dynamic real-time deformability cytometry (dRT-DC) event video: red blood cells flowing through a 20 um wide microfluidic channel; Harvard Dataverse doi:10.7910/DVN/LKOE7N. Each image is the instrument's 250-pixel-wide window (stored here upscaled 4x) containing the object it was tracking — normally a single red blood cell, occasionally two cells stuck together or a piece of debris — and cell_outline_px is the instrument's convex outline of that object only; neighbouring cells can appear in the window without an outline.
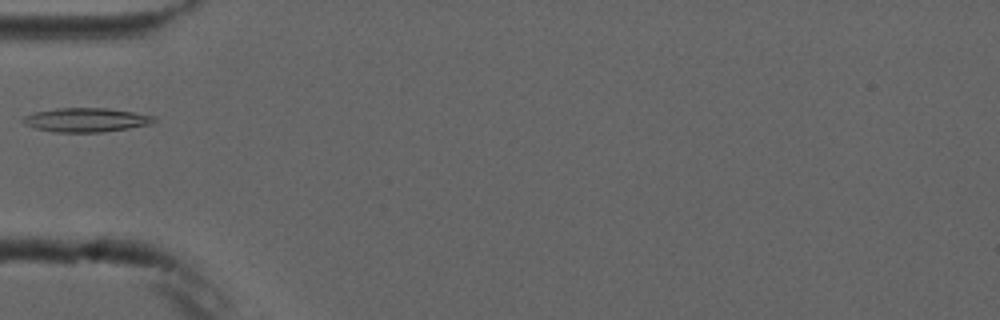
{"species": "common noctule bat (a hibernating species)", "species_latin": "Nyctalus noctula", "temperature_condition": "cold", "stored_images_in_passage": 3, "camera_frame_rate_fps": 3000, "um_per_image_px": 0.085, "animal": {"sex": "male", "forearm_length_mm": 52.5}, "frame": {"image": 1, "passage_image": 2, "time_ms": 1.333, "image_size_px": [1000, 320], "cell_outline_px": [[156, 120], [152, 124], [128, 128], [100, 132], [56, 132], [36, 128], [24, 124], [20, 120], [24, 116], [36, 112], [56, 108], [108, 108], [156, 116]], "centroid_in_image_um": [7.32, 10.19], "position_along_channel_um": 77.7, "area_um2": 18.26}}
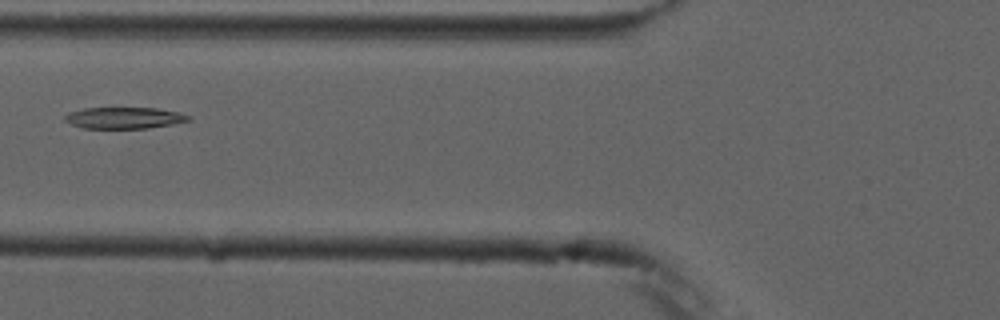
{"frame": {"image": 2, "passage_image": 3, "time_ms": 2.333, "image_size_px": [1000, 320], "cell_outline_px": [[192, 120], [172, 124], [148, 128], [84, 128], [72, 124], [64, 120], [64, 116], [68, 112], [84, 108], [156, 108], [176, 112], [188, 116]], "centroid_in_image_um": [10.52, 10.02], "position_along_channel_um": 115.3, "area_um2": 15.26}}